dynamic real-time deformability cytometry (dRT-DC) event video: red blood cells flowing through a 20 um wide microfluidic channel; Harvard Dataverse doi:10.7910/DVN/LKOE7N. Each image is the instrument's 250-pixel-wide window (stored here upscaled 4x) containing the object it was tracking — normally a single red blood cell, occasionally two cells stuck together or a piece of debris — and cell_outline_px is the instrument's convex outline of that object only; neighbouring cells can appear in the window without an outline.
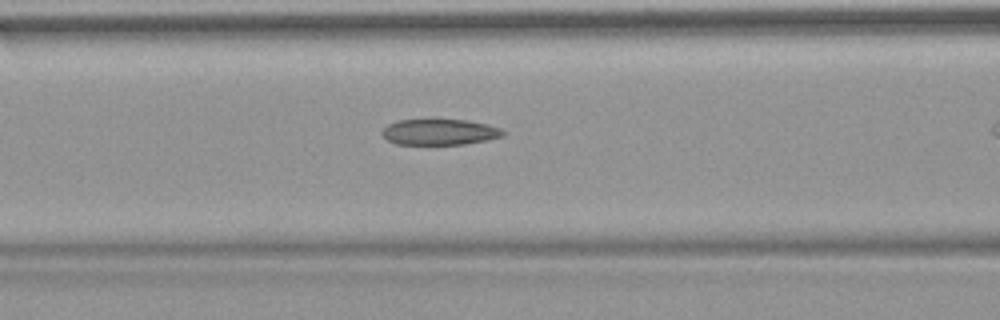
{"species": "common noctule bat (a hibernating species)", "species_latin": "Nyctalus noctula", "temperature_condition": "warm", "stored_images_in_passage": 19, "camera_frame_rate_fps": 3000, "um_per_image_px": 0.085, "animal": {"sex": "female", "body_mass_g": 18.4}, "frame": {"image": 1, "passage_image": 11, "time_ms": 3.333, "image_size_px": [1000, 320], "cell_outline_px": [[508, 132], [504, 136], [464, 144], [396, 144], [388, 140], [380, 132], [388, 124], [396, 120], [468, 120], [488, 124], [500, 128]], "centroid_in_image_um": [37.39, 11.21], "position_along_channel_um": 129.2, "area_um2": 18.21}}
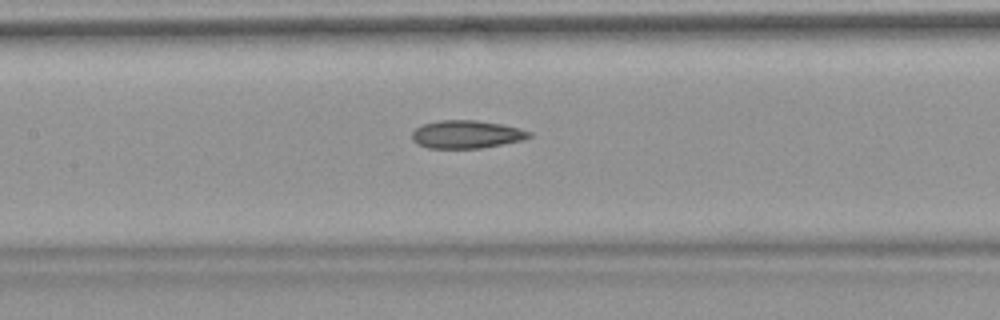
{"frame": {"image": 2, "passage_image": 14, "time_ms": 4.333, "image_size_px": [1000, 320], "cell_outline_px": [[532, 136], [524, 140], [480, 148], [428, 148], [416, 144], [412, 140], [412, 132], [416, 128], [424, 124], [436, 120], [476, 120], [500, 124], [520, 128], [532, 132]], "centroid_in_image_um": [39.65, 11.42], "position_along_channel_um": 167.8, "area_um2": 19.19}}